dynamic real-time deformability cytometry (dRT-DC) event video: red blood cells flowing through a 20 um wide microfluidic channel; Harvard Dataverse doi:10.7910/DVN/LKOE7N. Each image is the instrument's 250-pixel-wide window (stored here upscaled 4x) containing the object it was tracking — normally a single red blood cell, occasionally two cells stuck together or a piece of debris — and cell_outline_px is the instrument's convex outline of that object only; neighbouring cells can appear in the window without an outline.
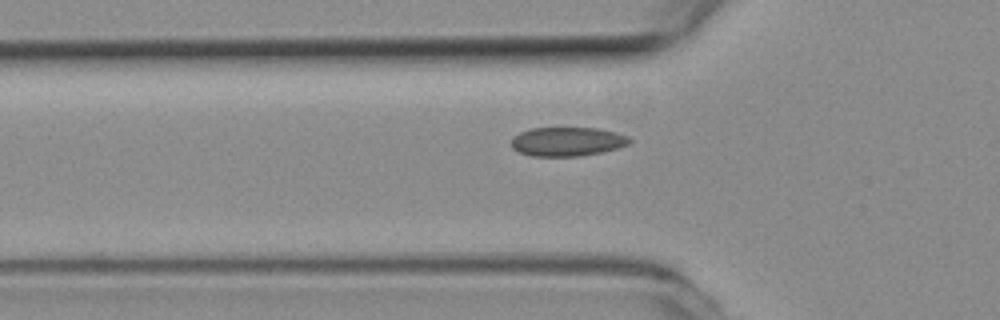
{"species": "common noctule bat (a hibernating species)", "species_latin": "Nyctalus noctula", "temperature_condition": "room temperature", "stored_images_in_passage": 39, "camera_frame_rate_fps": 3000, "um_per_image_px": 0.085, "animal": {"sex": "female", "body_mass_g": 19.3, "forearm_length_mm": 54.1}, "frame": {"image": 1, "passage_image": 6, "time_ms": 1.667, "image_size_px": [1000, 320], "cell_outline_px": [[632, 140], [628, 144], [616, 148], [600, 152], [580, 156], [532, 156], [520, 152], [512, 148], [512, 136], [528, 128], [596, 128], [616, 132], [628, 136]], "centroid_in_image_um": [48.19, 12.02], "position_along_channel_um": 77.6, "area_um2": 19.94}}
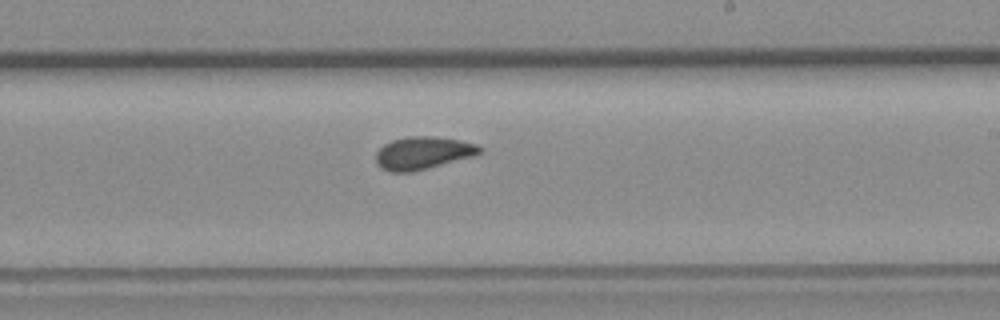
{"frame": {"image": 2, "passage_image": 20, "time_ms": 6.333, "image_size_px": [1000, 320], "cell_outline_px": [[484, 148], [480, 152], [468, 156], [412, 172], [388, 172], [380, 168], [376, 164], [376, 152], [384, 144], [392, 140], [408, 136], [432, 136], [460, 140], [476, 144]], "centroid_in_image_um": [35.86, 12.99], "position_along_channel_um": 253.1, "area_um2": 19.42}}
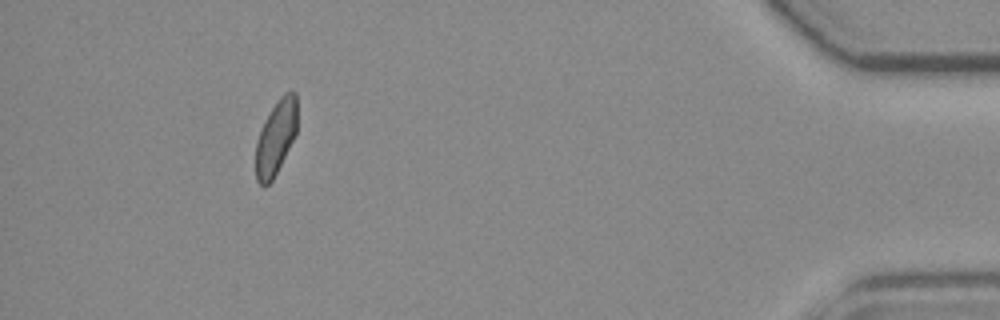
{"frame": {"image": 3, "passage_image": 38, "time_ms": 12.333, "image_size_px": [1000, 320], "cell_outline_px": [[296, 136], [272, 180], [268, 184], [260, 184], [256, 180], [256, 140], [264, 120], [280, 96], [284, 92], [296, 92]], "centroid_in_image_um": [23.44, 11.68], "position_along_channel_um": 411.8, "area_um2": 17.86}}